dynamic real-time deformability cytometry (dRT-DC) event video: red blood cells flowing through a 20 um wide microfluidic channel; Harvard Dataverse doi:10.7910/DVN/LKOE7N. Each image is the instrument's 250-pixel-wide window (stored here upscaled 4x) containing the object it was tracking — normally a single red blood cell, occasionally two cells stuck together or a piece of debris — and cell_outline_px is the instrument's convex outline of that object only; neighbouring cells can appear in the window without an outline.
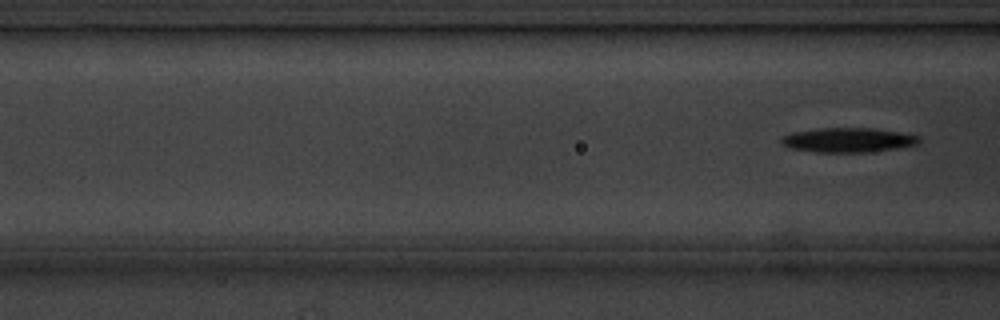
{"species": "common noctule bat (a hibernating species)", "species_latin": "Nyctalus noctula", "temperature_condition": "cold", "stored_images_in_passage": 6, "camera_frame_rate_fps": 3000, "um_per_image_px": 0.085, "animal": {"sex": "male", "body_mass_g": 20.1, "forearm_length_mm": 53.5}, "frame": {"image": 1, "passage_image": 6, "time_ms": 6.667, "image_size_px": [1000, 320], "cell_outline_px": [[920, 140], [916, 144], [896, 148], [868, 152], [816, 152], [788, 148], [780, 144], [780, 136], [792, 132], [820, 128], [872, 128], [900, 132], [920, 136]], "centroid_in_image_um": [72.01, 11.9], "position_along_channel_um": 94.6, "area_um2": 19.77}}